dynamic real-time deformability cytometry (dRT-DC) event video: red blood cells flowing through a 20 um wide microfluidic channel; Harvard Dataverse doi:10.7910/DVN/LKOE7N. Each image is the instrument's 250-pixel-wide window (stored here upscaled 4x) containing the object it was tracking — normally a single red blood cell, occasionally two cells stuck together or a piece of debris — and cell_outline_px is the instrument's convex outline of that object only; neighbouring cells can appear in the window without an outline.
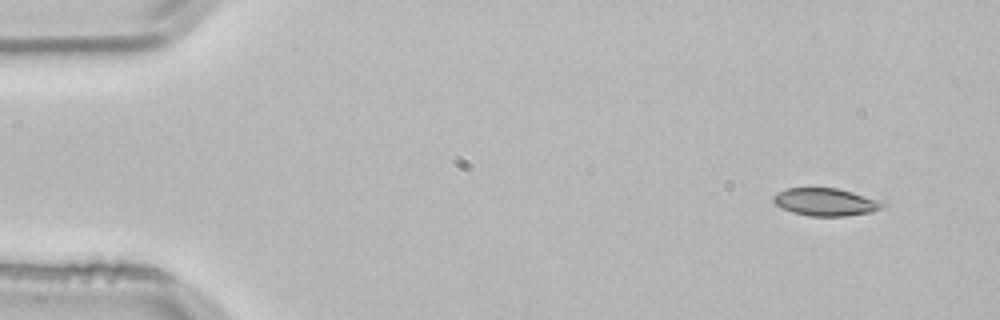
{"species": "common noctule bat (a hibernating species)", "species_latin": "Nyctalus noctula", "temperature_condition": "room temperature", "stored_images_in_passage": 4, "camera_frame_rate_fps": 3000, "um_per_image_px": 0.085, "animal": {"sex": "male", "body_mass_g": 21.5, "forearm_length_mm": 52.0}, "frame": {"image": 1, "passage_image": 1, "time_ms": 0.0, "image_size_px": [1000, 320], "cell_outline_px": [[888, 204], [884, 208], [872, 212], [844, 216], [808, 216], [792, 212], [780, 208], [772, 200], [772, 196], [776, 192], [788, 188], [836, 188], [884, 200]], "centroid_in_image_um": [70.22, 17.17], "position_along_channel_um": 14.8, "area_um2": 17.98}}
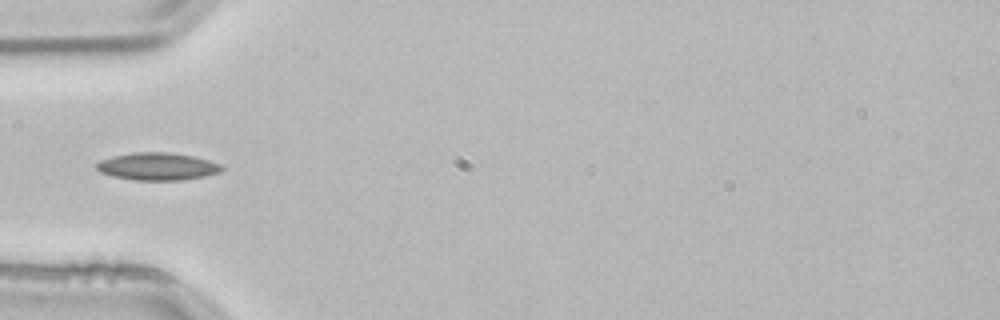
{"frame": {"image": 2, "passage_image": 4, "time_ms": 1.0, "image_size_px": [1000, 320], "cell_outline_px": [[224, 168], [220, 172], [204, 176], [184, 180], [136, 180], [112, 176], [100, 172], [96, 168], [96, 164], [100, 160], [112, 156], [136, 152], [168, 152], [192, 156], [208, 160], [220, 164]], "centroid_in_image_um": [13.37, 14.15], "position_along_channel_um": 71.6, "area_um2": 20.0}}